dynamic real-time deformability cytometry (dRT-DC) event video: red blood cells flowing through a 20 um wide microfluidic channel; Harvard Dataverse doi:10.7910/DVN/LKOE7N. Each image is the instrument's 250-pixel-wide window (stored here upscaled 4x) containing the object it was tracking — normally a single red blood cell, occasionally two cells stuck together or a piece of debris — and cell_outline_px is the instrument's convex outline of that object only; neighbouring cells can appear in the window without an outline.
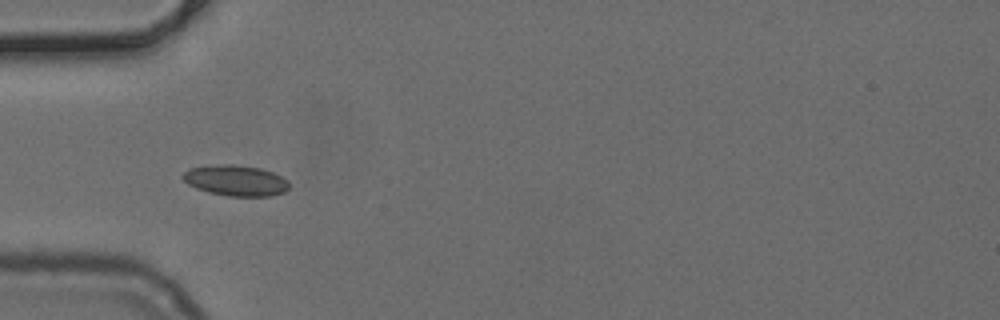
{"species": "common noctule bat (a hibernating species)", "species_latin": "Nyctalus noctula", "temperature_condition": "cold", "stored_images_in_passage": 39, "camera_frame_rate_fps": 3000, "um_per_image_px": 0.085, "animal": {"sex": "female", "body_mass_g": 24.6, "forearm_length_mm": 56.2}, "frame": {"image": 1, "passage_image": 4, "time_ms": 1.0, "image_size_px": [1000, 320], "cell_outline_px": [[288, 188], [284, 192], [272, 196], [228, 196], [208, 192], [196, 188], [188, 184], [180, 176], [184, 172], [192, 168], [220, 164], [232, 164], [260, 168], [272, 172], [288, 180]], "centroid_in_image_um": [20.03, 15.35], "position_along_channel_um": 65.0, "area_um2": 18.96}}
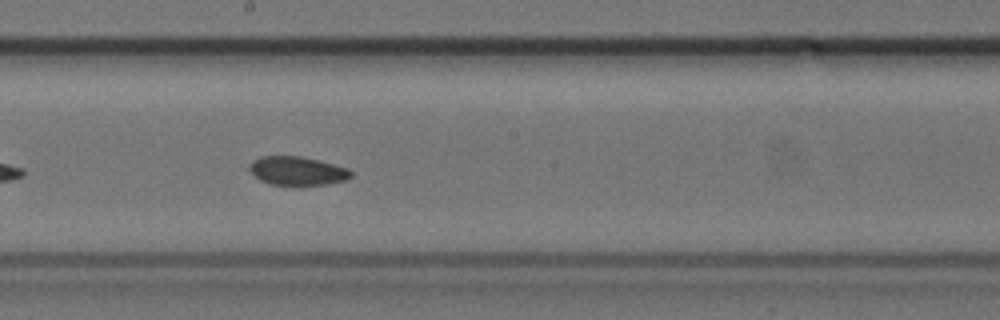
{"frame": {"image": 2, "passage_image": 16, "time_ms": 5.0, "image_size_px": [1000, 320], "cell_outline_px": [[352, 176], [344, 180], [328, 184], [300, 188], [292, 188], [268, 184], [260, 180], [248, 168], [248, 164], [260, 156], [300, 156], [348, 168], [352, 172]], "centroid_in_image_um": [25.24, 14.58], "position_along_channel_um": 223.0, "area_um2": 17.63}}
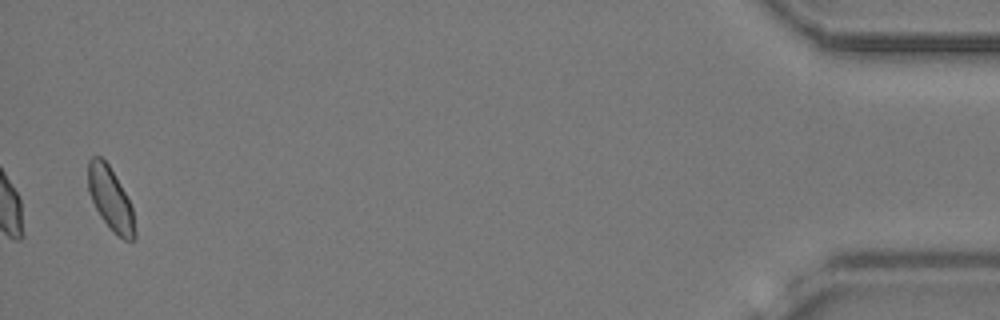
{"frame": {"image": 3, "passage_image": 38, "time_ms": 12.333, "image_size_px": [1000, 320], "cell_outline_px": [[136, 236], [132, 240], [124, 240], [116, 236], [112, 232], [100, 216], [88, 192], [88, 160], [92, 156], [100, 156], [108, 164], [120, 184], [132, 208], [136, 232]], "centroid_in_image_um": [9.38, 16.93], "position_along_channel_um": 425.8, "area_um2": 17.11}}